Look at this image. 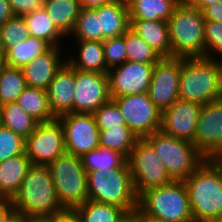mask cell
Returning a JSON list of instances; mask_svg holds the SVG:
<instances>
[{"instance_id":"54","label":"cell","mask_w":222,"mask_h":222,"mask_svg":"<svg viewBox=\"0 0 222 222\" xmlns=\"http://www.w3.org/2000/svg\"><path fill=\"white\" fill-rule=\"evenodd\" d=\"M218 103L222 106V91L220 92L218 98H217Z\"/></svg>"},{"instance_id":"13","label":"cell","mask_w":222,"mask_h":222,"mask_svg":"<svg viewBox=\"0 0 222 222\" xmlns=\"http://www.w3.org/2000/svg\"><path fill=\"white\" fill-rule=\"evenodd\" d=\"M181 58H161L153 68L148 94L162 112L179 99Z\"/></svg>"},{"instance_id":"1","label":"cell","mask_w":222,"mask_h":222,"mask_svg":"<svg viewBox=\"0 0 222 222\" xmlns=\"http://www.w3.org/2000/svg\"><path fill=\"white\" fill-rule=\"evenodd\" d=\"M184 183L194 222H214L222 214V159H205Z\"/></svg>"},{"instance_id":"21","label":"cell","mask_w":222,"mask_h":222,"mask_svg":"<svg viewBox=\"0 0 222 222\" xmlns=\"http://www.w3.org/2000/svg\"><path fill=\"white\" fill-rule=\"evenodd\" d=\"M32 165L25 152L0 162V198L14 197Z\"/></svg>"},{"instance_id":"27","label":"cell","mask_w":222,"mask_h":222,"mask_svg":"<svg viewBox=\"0 0 222 222\" xmlns=\"http://www.w3.org/2000/svg\"><path fill=\"white\" fill-rule=\"evenodd\" d=\"M15 103L39 123L56 119L49 106L47 91L44 89L27 86Z\"/></svg>"},{"instance_id":"30","label":"cell","mask_w":222,"mask_h":222,"mask_svg":"<svg viewBox=\"0 0 222 222\" xmlns=\"http://www.w3.org/2000/svg\"><path fill=\"white\" fill-rule=\"evenodd\" d=\"M38 121L31 117L17 103L2 105V126L26 139L37 127Z\"/></svg>"},{"instance_id":"35","label":"cell","mask_w":222,"mask_h":222,"mask_svg":"<svg viewBox=\"0 0 222 222\" xmlns=\"http://www.w3.org/2000/svg\"><path fill=\"white\" fill-rule=\"evenodd\" d=\"M126 61L156 64L162 57L130 28L124 33Z\"/></svg>"},{"instance_id":"38","label":"cell","mask_w":222,"mask_h":222,"mask_svg":"<svg viewBox=\"0 0 222 222\" xmlns=\"http://www.w3.org/2000/svg\"><path fill=\"white\" fill-rule=\"evenodd\" d=\"M204 40L205 58L222 61V23L212 20H205ZM218 56L220 58H218Z\"/></svg>"},{"instance_id":"5","label":"cell","mask_w":222,"mask_h":222,"mask_svg":"<svg viewBox=\"0 0 222 222\" xmlns=\"http://www.w3.org/2000/svg\"><path fill=\"white\" fill-rule=\"evenodd\" d=\"M138 207L166 222H194L184 181L145 190L138 196Z\"/></svg>"},{"instance_id":"26","label":"cell","mask_w":222,"mask_h":222,"mask_svg":"<svg viewBox=\"0 0 222 222\" xmlns=\"http://www.w3.org/2000/svg\"><path fill=\"white\" fill-rule=\"evenodd\" d=\"M44 8L57 28L68 37L79 16V0H45Z\"/></svg>"},{"instance_id":"17","label":"cell","mask_w":222,"mask_h":222,"mask_svg":"<svg viewBox=\"0 0 222 222\" xmlns=\"http://www.w3.org/2000/svg\"><path fill=\"white\" fill-rule=\"evenodd\" d=\"M203 104L178 99L162 111L160 130L177 139L193 143Z\"/></svg>"},{"instance_id":"48","label":"cell","mask_w":222,"mask_h":222,"mask_svg":"<svg viewBox=\"0 0 222 222\" xmlns=\"http://www.w3.org/2000/svg\"><path fill=\"white\" fill-rule=\"evenodd\" d=\"M138 216H139V222H166L159 218L145 214L139 207H138Z\"/></svg>"},{"instance_id":"25","label":"cell","mask_w":222,"mask_h":222,"mask_svg":"<svg viewBox=\"0 0 222 222\" xmlns=\"http://www.w3.org/2000/svg\"><path fill=\"white\" fill-rule=\"evenodd\" d=\"M51 47L47 41L29 36L24 41L16 42L12 48L5 52L6 65L22 69Z\"/></svg>"},{"instance_id":"10","label":"cell","mask_w":222,"mask_h":222,"mask_svg":"<svg viewBox=\"0 0 222 222\" xmlns=\"http://www.w3.org/2000/svg\"><path fill=\"white\" fill-rule=\"evenodd\" d=\"M111 99L115 101L127 126L138 139L160 130L162 112L150 99L148 92Z\"/></svg>"},{"instance_id":"6","label":"cell","mask_w":222,"mask_h":222,"mask_svg":"<svg viewBox=\"0 0 222 222\" xmlns=\"http://www.w3.org/2000/svg\"><path fill=\"white\" fill-rule=\"evenodd\" d=\"M89 200L107 203L130 212L138 207L130 168L87 172Z\"/></svg>"},{"instance_id":"3","label":"cell","mask_w":222,"mask_h":222,"mask_svg":"<svg viewBox=\"0 0 222 222\" xmlns=\"http://www.w3.org/2000/svg\"><path fill=\"white\" fill-rule=\"evenodd\" d=\"M14 210L25 216H50L64 209L48 166L32 165L12 198Z\"/></svg>"},{"instance_id":"9","label":"cell","mask_w":222,"mask_h":222,"mask_svg":"<svg viewBox=\"0 0 222 222\" xmlns=\"http://www.w3.org/2000/svg\"><path fill=\"white\" fill-rule=\"evenodd\" d=\"M127 162L137 196L147 189L173 181L156 150L145 138L136 141Z\"/></svg>"},{"instance_id":"8","label":"cell","mask_w":222,"mask_h":222,"mask_svg":"<svg viewBox=\"0 0 222 222\" xmlns=\"http://www.w3.org/2000/svg\"><path fill=\"white\" fill-rule=\"evenodd\" d=\"M145 139L154 147L174 181H184L206 159L193 143L167 135L161 130Z\"/></svg>"},{"instance_id":"20","label":"cell","mask_w":222,"mask_h":222,"mask_svg":"<svg viewBox=\"0 0 222 222\" xmlns=\"http://www.w3.org/2000/svg\"><path fill=\"white\" fill-rule=\"evenodd\" d=\"M130 29L162 58H171L168 23L163 20H129Z\"/></svg>"},{"instance_id":"14","label":"cell","mask_w":222,"mask_h":222,"mask_svg":"<svg viewBox=\"0 0 222 222\" xmlns=\"http://www.w3.org/2000/svg\"><path fill=\"white\" fill-rule=\"evenodd\" d=\"M193 145L206 159H222V106L203 104Z\"/></svg>"},{"instance_id":"32","label":"cell","mask_w":222,"mask_h":222,"mask_svg":"<svg viewBox=\"0 0 222 222\" xmlns=\"http://www.w3.org/2000/svg\"><path fill=\"white\" fill-rule=\"evenodd\" d=\"M26 87L22 69L6 65L0 72V105L16 102Z\"/></svg>"},{"instance_id":"43","label":"cell","mask_w":222,"mask_h":222,"mask_svg":"<svg viewBox=\"0 0 222 222\" xmlns=\"http://www.w3.org/2000/svg\"><path fill=\"white\" fill-rule=\"evenodd\" d=\"M205 20H212L222 23V1L215 2L202 10Z\"/></svg>"},{"instance_id":"18","label":"cell","mask_w":222,"mask_h":222,"mask_svg":"<svg viewBox=\"0 0 222 222\" xmlns=\"http://www.w3.org/2000/svg\"><path fill=\"white\" fill-rule=\"evenodd\" d=\"M74 86L75 68L66 61L46 90L50 109L56 118L74 112Z\"/></svg>"},{"instance_id":"37","label":"cell","mask_w":222,"mask_h":222,"mask_svg":"<svg viewBox=\"0 0 222 222\" xmlns=\"http://www.w3.org/2000/svg\"><path fill=\"white\" fill-rule=\"evenodd\" d=\"M93 115L100 130L127 126L125 118L113 99L101 105Z\"/></svg>"},{"instance_id":"47","label":"cell","mask_w":222,"mask_h":222,"mask_svg":"<svg viewBox=\"0 0 222 222\" xmlns=\"http://www.w3.org/2000/svg\"><path fill=\"white\" fill-rule=\"evenodd\" d=\"M117 222H139L138 207L130 212H125Z\"/></svg>"},{"instance_id":"28","label":"cell","mask_w":222,"mask_h":222,"mask_svg":"<svg viewBox=\"0 0 222 222\" xmlns=\"http://www.w3.org/2000/svg\"><path fill=\"white\" fill-rule=\"evenodd\" d=\"M30 31V36L47 41L51 46H61V39L66 36L57 28L48 16L45 8L23 15Z\"/></svg>"},{"instance_id":"2","label":"cell","mask_w":222,"mask_h":222,"mask_svg":"<svg viewBox=\"0 0 222 222\" xmlns=\"http://www.w3.org/2000/svg\"><path fill=\"white\" fill-rule=\"evenodd\" d=\"M222 91V61L205 57L181 58L179 99L207 104Z\"/></svg>"},{"instance_id":"23","label":"cell","mask_w":222,"mask_h":222,"mask_svg":"<svg viewBox=\"0 0 222 222\" xmlns=\"http://www.w3.org/2000/svg\"><path fill=\"white\" fill-rule=\"evenodd\" d=\"M76 43L79 49L77 56L66 59L73 68L85 72L108 74L109 69L104 60L103 42L76 40Z\"/></svg>"},{"instance_id":"40","label":"cell","mask_w":222,"mask_h":222,"mask_svg":"<svg viewBox=\"0 0 222 222\" xmlns=\"http://www.w3.org/2000/svg\"><path fill=\"white\" fill-rule=\"evenodd\" d=\"M104 60L108 69L123 64L126 61V46L124 34L120 37L103 41Z\"/></svg>"},{"instance_id":"56","label":"cell","mask_w":222,"mask_h":222,"mask_svg":"<svg viewBox=\"0 0 222 222\" xmlns=\"http://www.w3.org/2000/svg\"><path fill=\"white\" fill-rule=\"evenodd\" d=\"M214 222H222V214Z\"/></svg>"},{"instance_id":"46","label":"cell","mask_w":222,"mask_h":222,"mask_svg":"<svg viewBox=\"0 0 222 222\" xmlns=\"http://www.w3.org/2000/svg\"><path fill=\"white\" fill-rule=\"evenodd\" d=\"M120 0H79L81 8H97L103 5L112 4Z\"/></svg>"},{"instance_id":"29","label":"cell","mask_w":222,"mask_h":222,"mask_svg":"<svg viewBox=\"0 0 222 222\" xmlns=\"http://www.w3.org/2000/svg\"><path fill=\"white\" fill-rule=\"evenodd\" d=\"M80 159L86 172L102 169L129 168L125 155L102 145H99L93 151L83 154Z\"/></svg>"},{"instance_id":"36","label":"cell","mask_w":222,"mask_h":222,"mask_svg":"<svg viewBox=\"0 0 222 222\" xmlns=\"http://www.w3.org/2000/svg\"><path fill=\"white\" fill-rule=\"evenodd\" d=\"M30 36V31L23 16H14L0 26L1 49L6 52L16 42L24 41Z\"/></svg>"},{"instance_id":"53","label":"cell","mask_w":222,"mask_h":222,"mask_svg":"<svg viewBox=\"0 0 222 222\" xmlns=\"http://www.w3.org/2000/svg\"><path fill=\"white\" fill-rule=\"evenodd\" d=\"M6 66L5 52L0 49V72Z\"/></svg>"},{"instance_id":"55","label":"cell","mask_w":222,"mask_h":222,"mask_svg":"<svg viewBox=\"0 0 222 222\" xmlns=\"http://www.w3.org/2000/svg\"><path fill=\"white\" fill-rule=\"evenodd\" d=\"M2 125V105H0V126Z\"/></svg>"},{"instance_id":"33","label":"cell","mask_w":222,"mask_h":222,"mask_svg":"<svg viewBox=\"0 0 222 222\" xmlns=\"http://www.w3.org/2000/svg\"><path fill=\"white\" fill-rule=\"evenodd\" d=\"M81 222H117L125 211L115 205L100 203L92 200L75 208Z\"/></svg>"},{"instance_id":"45","label":"cell","mask_w":222,"mask_h":222,"mask_svg":"<svg viewBox=\"0 0 222 222\" xmlns=\"http://www.w3.org/2000/svg\"><path fill=\"white\" fill-rule=\"evenodd\" d=\"M14 211L11 198H0V222H4L6 218Z\"/></svg>"},{"instance_id":"12","label":"cell","mask_w":222,"mask_h":222,"mask_svg":"<svg viewBox=\"0 0 222 222\" xmlns=\"http://www.w3.org/2000/svg\"><path fill=\"white\" fill-rule=\"evenodd\" d=\"M64 131L67 153L81 157L100 145V129L92 113L70 112L58 117Z\"/></svg>"},{"instance_id":"34","label":"cell","mask_w":222,"mask_h":222,"mask_svg":"<svg viewBox=\"0 0 222 222\" xmlns=\"http://www.w3.org/2000/svg\"><path fill=\"white\" fill-rule=\"evenodd\" d=\"M99 140L100 145L116 150L128 158L138 138L128 126H122L100 130Z\"/></svg>"},{"instance_id":"7","label":"cell","mask_w":222,"mask_h":222,"mask_svg":"<svg viewBox=\"0 0 222 222\" xmlns=\"http://www.w3.org/2000/svg\"><path fill=\"white\" fill-rule=\"evenodd\" d=\"M48 167L63 208L75 209L89 200L87 172L79 156L65 152Z\"/></svg>"},{"instance_id":"4","label":"cell","mask_w":222,"mask_h":222,"mask_svg":"<svg viewBox=\"0 0 222 222\" xmlns=\"http://www.w3.org/2000/svg\"><path fill=\"white\" fill-rule=\"evenodd\" d=\"M167 23L171 58L205 57V19L199 8L177 5Z\"/></svg>"},{"instance_id":"49","label":"cell","mask_w":222,"mask_h":222,"mask_svg":"<svg viewBox=\"0 0 222 222\" xmlns=\"http://www.w3.org/2000/svg\"><path fill=\"white\" fill-rule=\"evenodd\" d=\"M4 222H25V215L14 210Z\"/></svg>"},{"instance_id":"16","label":"cell","mask_w":222,"mask_h":222,"mask_svg":"<svg viewBox=\"0 0 222 222\" xmlns=\"http://www.w3.org/2000/svg\"><path fill=\"white\" fill-rule=\"evenodd\" d=\"M154 65L125 61L110 68V96L120 97L148 92Z\"/></svg>"},{"instance_id":"44","label":"cell","mask_w":222,"mask_h":222,"mask_svg":"<svg viewBox=\"0 0 222 222\" xmlns=\"http://www.w3.org/2000/svg\"><path fill=\"white\" fill-rule=\"evenodd\" d=\"M15 14L12 11L11 5L8 0H0V26L4 25Z\"/></svg>"},{"instance_id":"22","label":"cell","mask_w":222,"mask_h":222,"mask_svg":"<svg viewBox=\"0 0 222 222\" xmlns=\"http://www.w3.org/2000/svg\"><path fill=\"white\" fill-rule=\"evenodd\" d=\"M102 42L105 39L122 36L129 28V12L126 0L98 7Z\"/></svg>"},{"instance_id":"31","label":"cell","mask_w":222,"mask_h":222,"mask_svg":"<svg viewBox=\"0 0 222 222\" xmlns=\"http://www.w3.org/2000/svg\"><path fill=\"white\" fill-rule=\"evenodd\" d=\"M68 37L76 40L102 42V31L100 30L98 7L81 8L75 26Z\"/></svg>"},{"instance_id":"15","label":"cell","mask_w":222,"mask_h":222,"mask_svg":"<svg viewBox=\"0 0 222 222\" xmlns=\"http://www.w3.org/2000/svg\"><path fill=\"white\" fill-rule=\"evenodd\" d=\"M74 112L94 113L111 99L108 74L75 69Z\"/></svg>"},{"instance_id":"19","label":"cell","mask_w":222,"mask_h":222,"mask_svg":"<svg viewBox=\"0 0 222 222\" xmlns=\"http://www.w3.org/2000/svg\"><path fill=\"white\" fill-rule=\"evenodd\" d=\"M62 46H52L22 68L27 86L47 90L57 71L64 65Z\"/></svg>"},{"instance_id":"42","label":"cell","mask_w":222,"mask_h":222,"mask_svg":"<svg viewBox=\"0 0 222 222\" xmlns=\"http://www.w3.org/2000/svg\"><path fill=\"white\" fill-rule=\"evenodd\" d=\"M52 222H81L76 209L64 208L52 215Z\"/></svg>"},{"instance_id":"39","label":"cell","mask_w":222,"mask_h":222,"mask_svg":"<svg viewBox=\"0 0 222 222\" xmlns=\"http://www.w3.org/2000/svg\"><path fill=\"white\" fill-rule=\"evenodd\" d=\"M25 152V139L11 129L0 126V162Z\"/></svg>"},{"instance_id":"41","label":"cell","mask_w":222,"mask_h":222,"mask_svg":"<svg viewBox=\"0 0 222 222\" xmlns=\"http://www.w3.org/2000/svg\"><path fill=\"white\" fill-rule=\"evenodd\" d=\"M15 16H23L44 8L45 0H8Z\"/></svg>"},{"instance_id":"11","label":"cell","mask_w":222,"mask_h":222,"mask_svg":"<svg viewBox=\"0 0 222 222\" xmlns=\"http://www.w3.org/2000/svg\"><path fill=\"white\" fill-rule=\"evenodd\" d=\"M65 152L64 131L58 118L38 123L25 139V153L33 165L48 166Z\"/></svg>"},{"instance_id":"50","label":"cell","mask_w":222,"mask_h":222,"mask_svg":"<svg viewBox=\"0 0 222 222\" xmlns=\"http://www.w3.org/2000/svg\"><path fill=\"white\" fill-rule=\"evenodd\" d=\"M25 222H52V215L25 216Z\"/></svg>"},{"instance_id":"52","label":"cell","mask_w":222,"mask_h":222,"mask_svg":"<svg viewBox=\"0 0 222 222\" xmlns=\"http://www.w3.org/2000/svg\"><path fill=\"white\" fill-rule=\"evenodd\" d=\"M177 5L181 6H194L199 0H176Z\"/></svg>"},{"instance_id":"24","label":"cell","mask_w":222,"mask_h":222,"mask_svg":"<svg viewBox=\"0 0 222 222\" xmlns=\"http://www.w3.org/2000/svg\"><path fill=\"white\" fill-rule=\"evenodd\" d=\"M129 20L168 21L177 7L176 0H126Z\"/></svg>"},{"instance_id":"51","label":"cell","mask_w":222,"mask_h":222,"mask_svg":"<svg viewBox=\"0 0 222 222\" xmlns=\"http://www.w3.org/2000/svg\"><path fill=\"white\" fill-rule=\"evenodd\" d=\"M219 1L222 0H199L194 6L202 11L205 7Z\"/></svg>"}]
</instances>
